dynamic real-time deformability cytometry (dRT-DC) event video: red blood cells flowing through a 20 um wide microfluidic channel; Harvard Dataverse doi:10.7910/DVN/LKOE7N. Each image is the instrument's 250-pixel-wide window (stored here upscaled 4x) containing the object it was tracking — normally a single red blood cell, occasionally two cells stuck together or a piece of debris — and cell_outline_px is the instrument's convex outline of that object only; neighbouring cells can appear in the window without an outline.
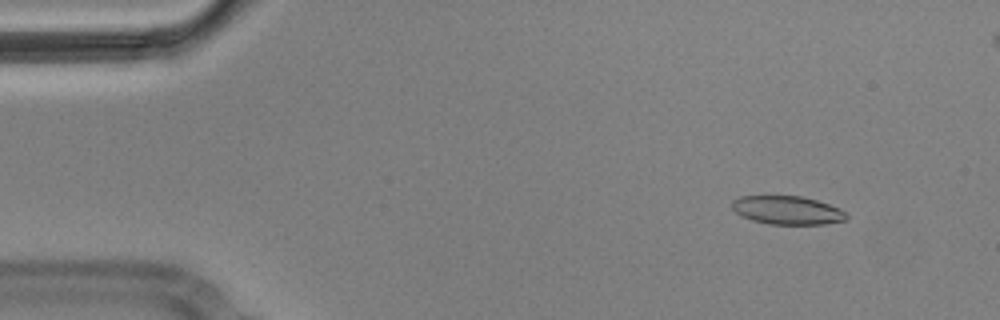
{"species": "Egyptian fruit bat (a non-hibernating species)", "species_latin": "Rousettus aegyptiacus", "temperature_condition": "cold", "stored_images_in_passage": 5, "camera_frame_rate_fps": 3000, "um_per_image_px": 0.085, "animal": {"sex": "male"}, "frame": {"image": 1, "passage_image": 1, "time_ms": 0.0, "image_size_px": [1000, 320], "cell_outline_px": [[848, 216], [844, 220], [824, 224], [768, 224], [752, 220], [736, 212], [732, 208], [732, 200], [740, 196], [800, 196], [816, 200], [840, 208]], "centroid_in_image_um": [66.91, 17.86], "position_along_channel_um": 18.1, "area_um2": 18.79}}